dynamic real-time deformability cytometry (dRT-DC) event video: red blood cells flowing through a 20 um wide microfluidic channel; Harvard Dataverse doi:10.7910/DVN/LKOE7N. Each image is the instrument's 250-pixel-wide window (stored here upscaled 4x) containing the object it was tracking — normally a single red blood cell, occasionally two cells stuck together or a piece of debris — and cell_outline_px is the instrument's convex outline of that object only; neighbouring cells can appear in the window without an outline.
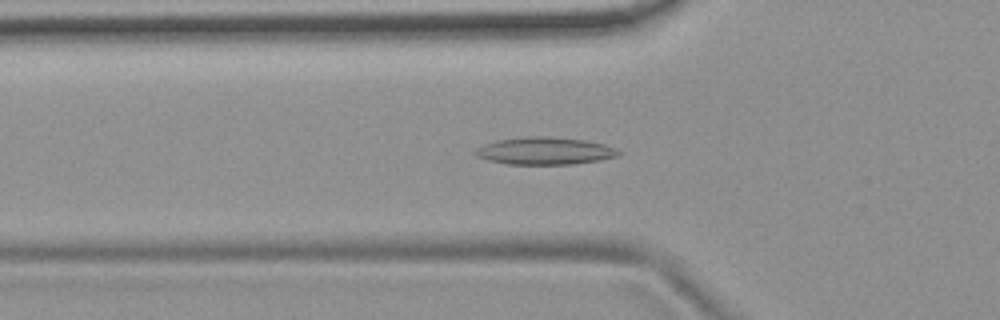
{"species": "common noctule bat (a hibernating species)", "species_latin": "Nyctalus noctula", "temperature_condition": "room temperature", "stored_images_in_passage": 54, "camera_frame_rate_fps": 3000, "um_per_image_px": 0.085, "animal": {"sex": "female", "body_mass_g": 19.9}, "frame": {"image": 1, "passage_image": 17, "time_ms": 5.333, "image_size_px": [1000, 320], "cell_outline_px": [[624, 152], [620, 156], [600, 160], [572, 164], [508, 164], [488, 160], [476, 156], [476, 152], [480, 148], [488, 144], [500, 140], [528, 136], [548, 136], [584, 140], [604, 144]], "centroid_in_image_um": [46.42, 12.83], "position_along_channel_um": 79.4, "area_um2": 22.54}}
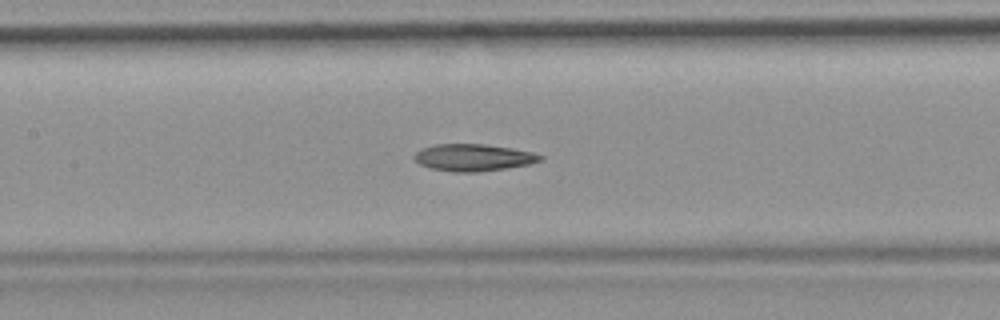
{"frame": {"image": 2, "passage_image": 24, "time_ms": 7.667, "image_size_px": [1000, 320], "cell_outline_px": [[544, 160], [528, 164], [508, 168], [476, 172], [452, 172], [432, 168], [420, 164], [412, 156], [416, 152], [424, 148], [436, 144], [484, 144], [512, 148], [532, 152], [544, 156]], "centroid_in_image_um": [40.27, 13.39], "position_along_channel_um": 167.1, "area_um2": 19.77}}
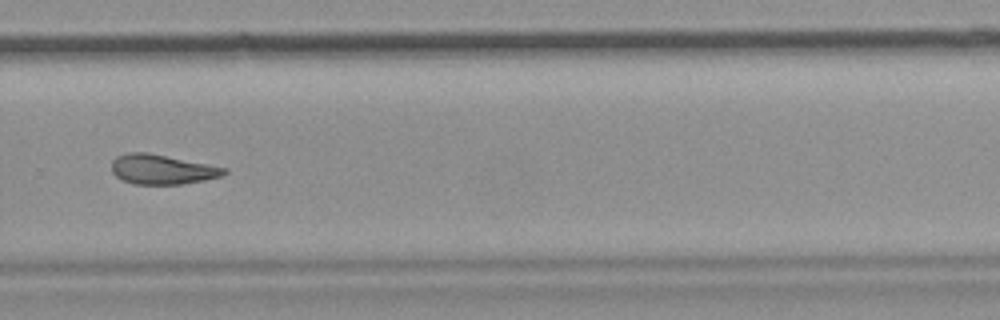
{"frame": {"image": 3, "passage_image": 36, "time_ms": 11.667, "image_size_px": [1000, 320], "cell_outline_px": [[228, 172], [220, 176], [204, 180], [180, 184], [136, 184], [124, 180], [116, 176], [112, 172], [112, 160], [116, 156], [128, 152], [148, 152], [228, 168]], "centroid_in_image_um": [13.77, 14.38], "position_along_channel_um": 316.0, "area_um2": 19.42}, "authors_computed_cell_mechanics": {"area_um2": 20.6346, "velocity_mm_per_s": 3.7355, "shape_relaxation_time_tau1_ms": null, "shape_relaxation_time_tau2_ms": 7.9366, "deformation_change_tau1": null, "deformation_change_tau2": 0.1522}}